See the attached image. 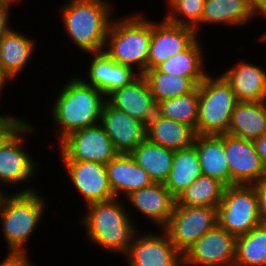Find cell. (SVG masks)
<instances>
[{"label":"cell","mask_w":266,"mask_h":266,"mask_svg":"<svg viewBox=\"0 0 266 266\" xmlns=\"http://www.w3.org/2000/svg\"><path fill=\"white\" fill-rule=\"evenodd\" d=\"M254 17L257 16L248 7L246 0H205L201 23L195 32L200 36L201 27L207 24L242 28Z\"/></svg>","instance_id":"cb8c5ba5"},{"label":"cell","mask_w":266,"mask_h":266,"mask_svg":"<svg viewBox=\"0 0 266 266\" xmlns=\"http://www.w3.org/2000/svg\"><path fill=\"white\" fill-rule=\"evenodd\" d=\"M130 155L154 183H165L171 171L174 151L145 139Z\"/></svg>","instance_id":"4316f807"},{"label":"cell","mask_w":266,"mask_h":266,"mask_svg":"<svg viewBox=\"0 0 266 266\" xmlns=\"http://www.w3.org/2000/svg\"><path fill=\"white\" fill-rule=\"evenodd\" d=\"M150 87L155 103L192 92L206 77H183L147 69L142 74Z\"/></svg>","instance_id":"f1b7e54d"},{"label":"cell","mask_w":266,"mask_h":266,"mask_svg":"<svg viewBox=\"0 0 266 266\" xmlns=\"http://www.w3.org/2000/svg\"><path fill=\"white\" fill-rule=\"evenodd\" d=\"M25 122V119L12 115H0V147Z\"/></svg>","instance_id":"e575fe53"},{"label":"cell","mask_w":266,"mask_h":266,"mask_svg":"<svg viewBox=\"0 0 266 266\" xmlns=\"http://www.w3.org/2000/svg\"><path fill=\"white\" fill-rule=\"evenodd\" d=\"M257 153L266 167V133L254 141Z\"/></svg>","instance_id":"ab89813d"},{"label":"cell","mask_w":266,"mask_h":266,"mask_svg":"<svg viewBox=\"0 0 266 266\" xmlns=\"http://www.w3.org/2000/svg\"><path fill=\"white\" fill-rule=\"evenodd\" d=\"M7 194L8 193L5 192V189L0 188V209H1L2 203L4 201V198L6 197Z\"/></svg>","instance_id":"7bdbcfd3"},{"label":"cell","mask_w":266,"mask_h":266,"mask_svg":"<svg viewBox=\"0 0 266 266\" xmlns=\"http://www.w3.org/2000/svg\"><path fill=\"white\" fill-rule=\"evenodd\" d=\"M33 38L12 27L0 39V69L10 82L20 77L30 62L37 48Z\"/></svg>","instance_id":"7402d4cb"},{"label":"cell","mask_w":266,"mask_h":266,"mask_svg":"<svg viewBox=\"0 0 266 266\" xmlns=\"http://www.w3.org/2000/svg\"><path fill=\"white\" fill-rule=\"evenodd\" d=\"M10 80L3 74V72L1 71L0 69V95L4 90L5 88V85L7 86V83L9 82ZM1 97V96H0Z\"/></svg>","instance_id":"60d3db41"},{"label":"cell","mask_w":266,"mask_h":266,"mask_svg":"<svg viewBox=\"0 0 266 266\" xmlns=\"http://www.w3.org/2000/svg\"><path fill=\"white\" fill-rule=\"evenodd\" d=\"M30 255H10L7 254L4 260L1 261L0 266H34Z\"/></svg>","instance_id":"74e56055"},{"label":"cell","mask_w":266,"mask_h":266,"mask_svg":"<svg viewBox=\"0 0 266 266\" xmlns=\"http://www.w3.org/2000/svg\"><path fill=\"white\" fill-rule=\"evenodd\" d=\"M217 221L221 228L236 237L261 224L255 185L226 186L217 207Z\"/></svg>","instance_id":"ba28073f"},{"label":"cell","mask_w":266,"mask_h":266,"mask_svg":"<svg viewBox=\"0 0 266 266\" xmlns=\"http://www.w3.org/2000/svg\"><path fill=\"white\" fill-rule=\"evenodd\" d=\"M74 190L84 199V206L111 200L114 197L110 187L106 166L92 161L61 160Z\"/></svg>","instance_id":"4fadbf2b"},{"label":"cell","mask_w":266,"mask_h":266,"mask_svg":"<svg viewBox=\"0 0 266 266\" xmlns=\"http://www.w3.org/2000/svg\"><path fill=\"white\" fill-rule=\"evenodd\" d=\"M198 37L191 27L175 25L164 18L157 22L151 20L147 69H154L171 56L181 53Z\"/></svg>","instance_id":"9a60e30c"},{"label":"cell","mask_w":266,"mask_h":266,"mask_svg":"<svg viewBox=\"0 0 266 266\" xmlns=\"http://www.w3.org/2000/svg\"><path fill=\"white\" fill-rule=\"evenodd\" d=\"M34 124L26 121L0 147V188L17 187L15 192L35 191L33 186L24 188L27 182L32 183L36 172H39V162L33 160L29 151H26L27 136L35 134ZM31 181V182H29ZM25 183V184H24ZM24 184V185H23ZM5 185V186H4ZM23 185L22 189L20 186Z\"/></svg>","instance_id":"52a82bcc"},{"label":"cell","mask_w":266,"mask_h":266,"mask_svg":"<svg viewBox=\"0 0 266 266\" xmlns=\"http://www.w3.org/2000/svg\"><path fill=\"white\" fill-rule=\"evenodd\" d=\"M233 266H266V224L237 237Z\"/></svg>","instance_id":"1f68e13d"},{"label":"cell","mask_w":266,"mask_h":266,"mask_svg":"<svg viewBox=\"0 0 266 266\" xmlns=\"http://www.w3.org/2000/svg\"><path fill=\"white\" fill-rule=\"evenodd\" d=\"M111 21L103 51L116 63L142 75L147 70L151 19L142 13L124 14Z\"/></svg>","instance_id":"5b68a950"},{"label":"cell","mask_w":266,"mask_h":266,"mask_svg":"<svg viewBox=\"0 0 266 266\" xmlns=\"http://www.w3.org/2000/svg\"><path fill=\"white\" fill-rule=\"evenodd\" d=\"M122 198L93 203L85 208L80 222L84 226L87 239L100 246L107 253L124 256L132 244L133 238L140 230L131 212L125 207Z\"/></svg>","instance_id":"6da1fadb"},{"label":"cell","mask_w":266,"mask_h":266,"mask_svg":"<svg viewBox=\"0 0 266 266\" xmlns=\"http://www.w3.org/2000/svg\"><path fill=\"white\" fill-rule=\"evenodd\" d=\"M15 6L8 2L0 1V39L12 28V25H9L11 7Z\"/></svg>","instance_id":"8d00e7d4"},{"label":"cell","mask_w":266,"mask_h":266,"mask_svg":"<svg viewBox=\"0 0 266 266\" xmlns=\"http://www.w3.org/2000/svg\"><path fill=\"white\" fill-rule=\"evenodd\" d=\"M225 185L217 179L201 174L176 198V205L218 207Z\"/></svg>","instance_id":"4dcf8cb0"},{"label":"cell","mask_w":266,"mask_h":266,"mask_svg":"<svg viewBox=\"0 0 266 266\" xmlns=\"http://www.w3.org/2000/svg\"><path fill=\"white\" fill-rule=\"evenodd\" d=\"M224 150L230 169V185L255 184L266 178L254 141L224 134Z\"/></svg>","instance_id":"5bb4252c"},{"label":"cell","mask_w":266,"mask_h":266,"mask_svg":"<svg viewBox=\"0 0 266 266\" xmlns=\"http://www.w3.org/2000/svg\"><path fill=\"white\" fill-rule=\"evenodd\" d=\"M236 239L217 224L183 254V266H233Z\"/></svg>","instance_id":"7c38bea8"},{"label":"cell","mask_w":266,"mask_h":266,"mask_svg":"<svg viewBox=\"0 0 266 266\" xmlns=\"http://www.w3.org/2000/svg\"><path fill=\"white\" fill-rule=\"evenodd\" d=\"M258 207L260 212V220L262 224H266V178L254 184Z\"/></svg>","instance_id":"d590c367"},{"label":"cell","mask_w":266,"mask_h":266,"mask_svg":"<svg viewBox=\"0 0 266 266\" xmlns=\"http://www.w3.org/2000/svg\"><path fill=\"white\" fill-rule=\"evenodd\" d=\"M107 176L114 197L127 196L132 191L148 187L154 182L130 153H118L106 165Z\"/></svg>","instance_id":"44dd1931"},{"label":"cell","mask_w":266,"mask_h":266,"mask_svg":"<svg viewBox=\"0 0 266 266\" xmlns=\"http://www.w3.org/2000/svg\"><path fill=\"white\" fill-rule=\"evenodd\" d=\"M138 231L123 256L127 266H183V255L174 247L166 232Z\"/></svg>","instance_id":"8fae6325"},{"label":"cell","mask_w":266,"mask_h":266,"mask_svg":"<svg viewBox=\"0 0 266 266\" xmlns=\"http://www.w3.org/2000/svg\"><path fill=\"white\" fill-rule=\"evenodd\" d=\"M58 94V95H57ZM53 99L51 120L58 142L72 131L100 123L106 96L79 75L70 77Z\"/></svg>","instance_id":"7a4b0ae2"},{"label":"cell","mask_w":266,"mask_h":266,"mask_svg":"<svg viewBox=\"0 0 266 266\" xmlns=\"http://www.w3.org/2000/svg\"><path fill=\"white\" fill-rule=\"evenodd\" d=\"M0 1L8 2L10 4H15L16 6H18L17 4L21 3V1L23 2V0H0Z\"/></svg>","instance_id":"ee69618b"},{"label":"cell","mask_w":266,"mask_h":266,"mask_svg":"<svg viewBox=\"0 0 266 266\" xmlns=\"http://www.w3.org/2000/svg\"><path fill=\"white\" fill-rule=\"evenodd\" d=\"M196 135L192 127L157 114L146 125V139L173 151L192 146Z\"/></svg>","instance_id":"484cf974"},{"label":"cell","mask_w":266,"mask_h":266,"mask_svg":"<svg viewBox=\"0 0 266 266\" xmlns=\"http://www.w3.org/2000/svg\"><path fill=\"white\" fill-rule=\"evenodd\" d=\"M201 173L230 185V169L224 150V134L196 135L194 140Z\"/></svg>","instance_id":"603a6c76"},{"label":"cell","mask_w":266,"mask_h":266,"mask_svg":"<svg viewBox=\"0 0 266 266\" xmlns=\"http://www.w3.org/2000/svg\"><path fill=\"white\" fill-rule=\"evenodd\" d=\"M248 7L257 16L266 12V0H246Z\"/></svg>","instance_id":"f35d334b"},{"label":"cell","mask_w":266,"mask_h":266,"mask_svg":"<svg viewBox=\"0 0 266 266\" xmlns=\"http://www.w3.org/2000/svg\"><path fill=\"white\" fill-rule=\"evenodd\" d=\"M146 220L163 229L174 211L176 197L165 187L164 183L152 185L132 191L124 197ZM143 215V216H142Z\"/></svg>","instance_id":"e0dca14e"},{"label":"cell","mask_w":266,"mask_h":266,"mask_svg":"<svg viewBox=\"0 0 266 266\" xmlns=\"http://www.w3.org/2000/svg\"><path fill=\"white\" fill-rule=\"evenodd\" d=\"M201 174L199 156L193 144L174 151L171 171L164 185L177 198Z\"/></svg>","instance_id":"83f0119b"},{"label":"cell","mask_w":266,"mask_h":266,"mask_svg":"<svg viewBox=\"0 0 266 266\" xmlns=\"http://www.w3.org/2000/svg\"><path fill=\"white\" fill-rule=\"evenodd\" d=\"M90 54L88 73L82 78L86 84L100 90L106 97L114 90L129 85L140 74L132 67L114 62L104 51Z\"/></svg>","instance_id":"ac0fdd59"},{"label":"cell","mask_w":266,"mask_h":266,"mask_svg":"<svg viewBox=\"0 0 266 266\" xmlns=\"http://www.w3.org/2000/svg\"><path fill=\"white\" fill-rule=\"evenodd\" d=\"M227 133L255 141L266 133V101H239L231 115Z\"/></svg>","instance_id":"d4e9b609"},{"label":"cell","mask_w":266,"mask_h":266,"mask_svg":"<svg viewBox=\"0 0 266 266\" xmlns=\"http://www.w3.org/2000/svg\"><path fill=\"white\" fill-rule=\"evenodd\" d=\"M164 19L172 24L195 29L202 19L205 0H166Z\"/></svg>","instance_id":"836d02e7"},{"label":"cell","mask_w":266,"mask_h":266,"mask_svg":"<svg viewBox=\"0 0 266 266\" xmlns=\"http://www.w3.org/2000/svg\"><path fill=\"white\" fill-rule=\"evenodd\" d=\"M237 97L221 76L209 74L198 85L197 135H221L228 131Z\"/></svg>","instance_id":"8992f818"},{"label":"cell","mask_w":266,"mask_h":266,"mask_svg":"<svg viewBox=\"0 0 266 266\" xmlns=\"http://www.w3.org/2000/svg\"><path fill=\"white\" fill-rule=\"evenodd\" d=\"M38 190L12 192L4 198L0 209V225L2 224L7 254L26 256L29 254L30 249L26 247L28 241L40 226L39 223H42L46 207L48 208L46 206L48 198L41 195Z\"/></svg>","instance_id":"277c9868"},{"label":"cell","mask_w":266,"mask_h":266,"mask_svg":"<svg viewBox=\"0 0 266 266\" xmlns=\"http://www.w3.org/2000/svg\"><path fill=\"white\" fill-rule=\"evenodd\" d=\"M66 36L80 51H103L114 8L108 0H68L60 7Z\"/></svg>","instance_id":"3957f363"},{"label":"cell","mask_w":266,"mask_h":266,"mask_svg":"<svg viewBox=\"0 0 266 266\" xmlns=\"http://www.w3.org/2000/svg\"><path fill=\"white\" fill-rule=\"evenodd\" d=\"M100 124L118 153H131L146 139V125L105 101Z\"/></svg>","instance_id":"2e32d148"},{"label":"cell","mask_w":266,"mask_h":266,"mask_svg":"<svg viewBox=\"0 0 266 266\" xmlns=\"http://www.w3.org/2000/svg\"><path fill=\"white\" fill-rule=\"evenodd\" d=\"M234 91L238 101H266V70L249 60H239L220 74Z\"/></svg>","instance_id":"ffe728a7"},{"label":"cell","mask_w":266,"mask_h":266,"mask_svg":"<svg viewBox=\"0 0 266 266\" xmlns=\"http://www.w3.org/2000/svg\"><path fill=\"white\" fill-rule=\"evenodd\" d=\"M259 18L261 17V18H266V12H264V13H262V14H260V16H258ZM258 41H260V43H266V31H264V33L262 34L261 33V35H260V37L258 36V39H257Z\"/></svg>","instance_id":"b9f144b4"},{"label":"cell","mask_w":266,"mask_h":266,"mask_svg":"<svg viewBox=\"0 0 266 266\" xmlns=\"http://www.w3.org/2000/svg\"><path fill=\"white\" fill-rule=\"evenodd\" d=\"M205 46L198 37L187 49L171 56L156 68L163 73L183 77H207Z\"/></svg>","instance_id":"f546056e"},{"label":"cell","mask_w":266,"mask_h":266,"mask_svg":"<svg viewBox=\"0 0 266 266\" xmlns=\"http://www.w3.org/2000/svg\"><path fill=\"white\" fill-rule=\"evenodd\" d=\"M217 224L216 207L175 205L169 222L163 230L174 247L183 255Z\"/></svg>","instance_id":"9c48e42d"},{"label":"cell","mask_w":266,"mask_h":266,"mask_svg":"<svg viewBox=\"0 0 266 266\" xmlns=\"http://www.w3.org/2000/svg\"><path fill=\"white\" fill-rule=\"evenodd\" d=\"M106 100L115 108L147 125L156 114V103L146 78L139 75L129 85L110 93Z\"/></svg>","instance_id":"d6986e66"},{"label":"cell","mask_w":266,"mask_h":266,"mask_svg":"<svg viewBox=\"0 0 266 266\" xmlns=\"http://www.w3.org/2000/svg\"><path fill=\"white\" fill-rule=\"evenodd\" d=\"M57 147L61 160L92 161L104 165L118 154L100 123L70 132Z\"/></svg>","instance_id":"30bf717a"},{"label":"cell","mask_w":266,"mask_h":266,"mask_svg":"<svg viewBox=\"0 0 266 266\" xmlns=\"http://www.w3.org/2000/svg\"><path fill=\"white\" fill-rule=\"evenodd\" d=\"M156 114L163 118L184 123L197 134L198 86L190 93L156 103Z\"/></svg>","instance_id":"d6a6232c"}]
</instances>
